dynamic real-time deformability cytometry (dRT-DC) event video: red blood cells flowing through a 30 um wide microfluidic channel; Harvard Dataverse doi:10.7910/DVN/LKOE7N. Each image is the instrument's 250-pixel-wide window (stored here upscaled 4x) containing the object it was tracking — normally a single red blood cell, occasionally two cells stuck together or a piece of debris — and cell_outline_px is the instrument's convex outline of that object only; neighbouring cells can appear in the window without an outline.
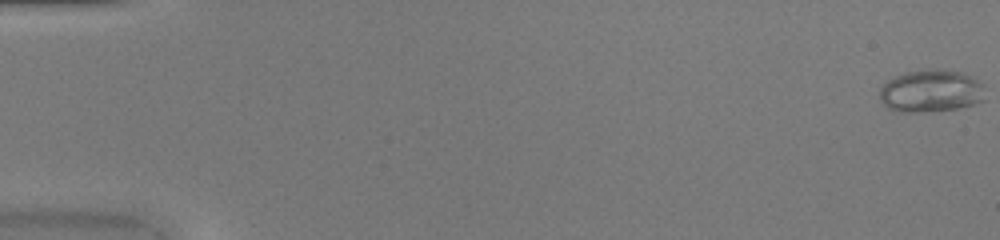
{"species": "common noctule bat (a hibernating species)", "species_latin": "Nyctalus noctula", "temperature_condition": "warm", "stored_images_in_passage": 50, "camera_frame_rate_fps": 3000, "um_per_image_px": 0.085, "animal": {"sex": "female", "body_mass_g": 20.0, "forearm_length_mm": 54.0}, "frame": {"image": 1, "passage_image": 1, "time_ms": 0.0, "image_size_px": [1000, 240], "cell_outline_px": [[984, 100], [972, 104], [956, 108], [912, 112], [900, 112], [888, 108], [880, 100], [880, 88], [888, 80], [904, 72], [960, 72], [972, 76], [984, 84]], "centroid_in_image_um": [79.13, 7.77], "position_along_channel_um": 5.9, "area_um2": 25.2}}
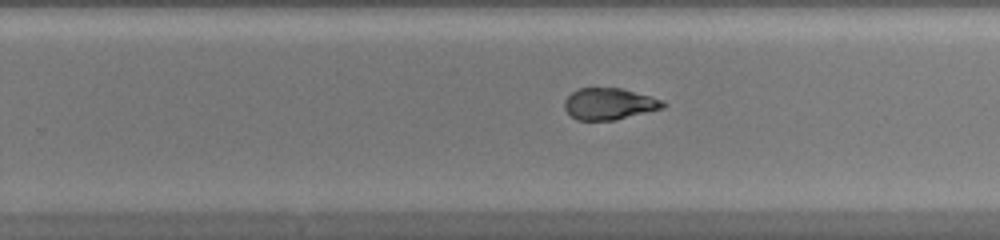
{"frame": {"image": 2, "passage_image": 33, "time_ms": 10.667, "image_size_px": [1000, 240], "cell_outline_px": [[668, 104], [664, 108], [616, 120], [576, 120], [564, 108], [564, 100], [572, 92], [580, 88], [620, 88], [664, 100]], "centroid_in_image_um": [51.81, 8.83], "position_along_channel_um": 278.0, "area_um2": 18.15}}
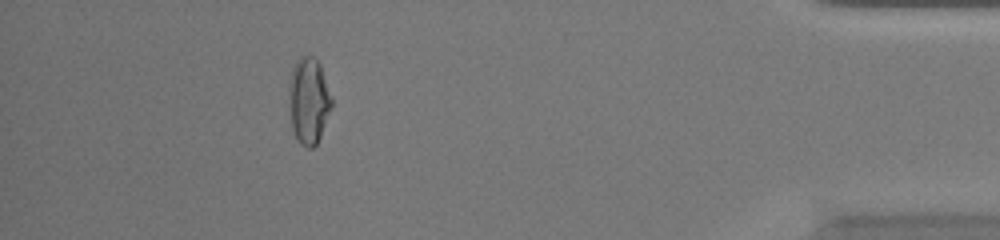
{"frame": {"image": 3, "passage_image": 46, "time_ms": 15.0, "image_size_px": [1000, 240], "cell_outline_px": [[332, 108], [320, 136], [316, 144], [312, 148], [308, 148], [300, 144], [296, 140], [292, 128], [288, 100], [288, 80], [292, 68], [296, 60], [300, 56], [312, 56], [320, 64], [332, 100]], "centroid_in_image_um": [26.21, 8.56], "position_along_channel_um": 409.0, "area_um2": 21.73}, "authors_computed_cell_mechanics": {"area_um2": 20.9525, "velocity_mm_per_s": 4.194, "shape_relaxation_time_tau1_ms": null, "shape_relaxation_time_tau2_ms": 1.2301, "deformation_change_tau1": null, "deformation_change_tau2": 0.0836}}